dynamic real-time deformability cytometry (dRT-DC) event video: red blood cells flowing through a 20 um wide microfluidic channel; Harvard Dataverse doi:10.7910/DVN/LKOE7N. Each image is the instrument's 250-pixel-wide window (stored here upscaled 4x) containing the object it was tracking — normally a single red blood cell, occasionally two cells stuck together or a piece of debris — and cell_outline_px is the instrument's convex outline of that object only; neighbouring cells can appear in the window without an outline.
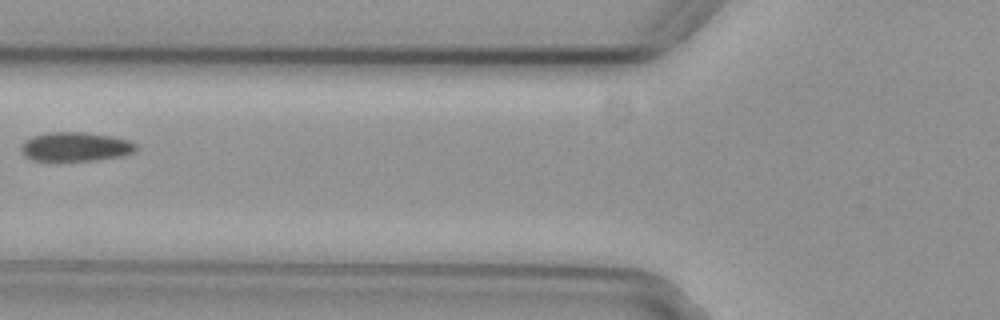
{"species": "common noctule bat (a hibernating species)", "species_latin": "Nyctalus noctula", "temperature_condition": "cold", "stored_images_in_passage": 3, "camera_frame_rate_fps": 3000, "um_per_image_px": 0.085, "animal": {"sex": "female", "body_mass_g": 29.2, "forearm_length_mm": 56.3}, "frame": {"image": 1, "passage_image": 3, "time_ms": 0.667, "image_size_px": [1000, 320], "cell_outline_px": [[136, 148], [132, 152], [120, 156], [92, 160], [32, 160], [24, 156], [20, 148], [32, 136], [48, 132], [84, 132], [112, 136], [128, 140], [136, 144]], "centroid_in_image_um": [6.4, 12.46], "position_along_channel_um": 119.4, "area_um2": 19.13}}